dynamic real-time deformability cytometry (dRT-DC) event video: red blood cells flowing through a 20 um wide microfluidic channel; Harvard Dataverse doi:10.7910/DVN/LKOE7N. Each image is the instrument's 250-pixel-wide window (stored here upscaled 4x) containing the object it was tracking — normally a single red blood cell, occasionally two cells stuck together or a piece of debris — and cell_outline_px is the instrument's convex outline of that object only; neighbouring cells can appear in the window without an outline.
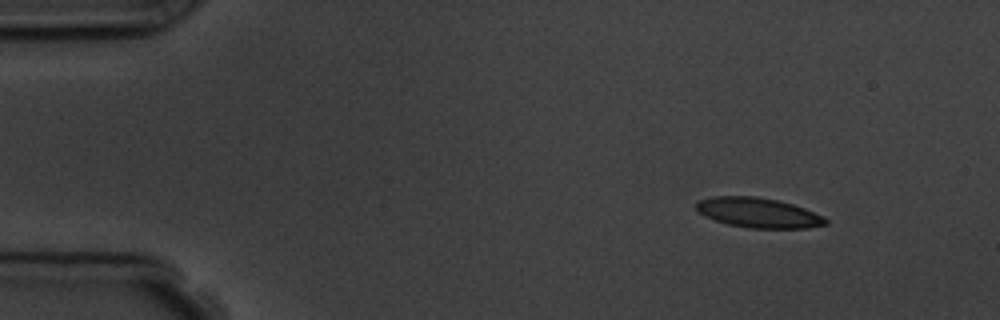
{"species": "common noctule bat (a hibernating species)", "species_latin": "Nyctalus noctula", "temperature_condition": "room temperature", "stored_images_in_passage": 4, "camera_frame_rate_fps": 3000, "um_per_image_px": 0.085, "animal": {"sex": "male", "body_mass_g": 19.5, "forearm_length_mm": 54.6}, "frame": {"image": 1, "passage_image": 1, "time_ms": 0.0, "image_size_px": [1000, 320], "cell_outline_px": [[828, 224], [808, 228], [752, 228], [728, 224], [704, 216], [696, 208], [696, 200], [712, 196], [756, 196], [776, 200], [792, 204], [804, 208], [824, 216], [828, 220]], "centroid_in_image_um": [64.46, 18.07], "position_along_channel_um": 20.5, "area_um2": 22.54}}
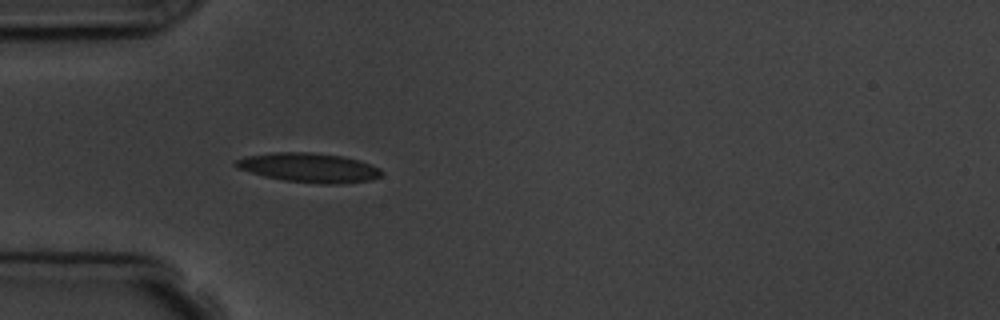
{"frame": {"image": 2, "passage_image": 4, "time_ms": 3.333, "image_size_px": [1000, 320], "cell_outline_px": [[384, 172], [380, 176], [372, 180], [336, 184], [320, 184], [284, 180], [264, 176], [236, 168], [232, 164], [236, 160], [244, 156], [272, 152], [312, 152], [344, 156], [360, 160], [380, 168]], "centroid_in_image_um": [26.26, 14.24], "position_along_channel_um": 58.7, "area_um2": 25.2}}